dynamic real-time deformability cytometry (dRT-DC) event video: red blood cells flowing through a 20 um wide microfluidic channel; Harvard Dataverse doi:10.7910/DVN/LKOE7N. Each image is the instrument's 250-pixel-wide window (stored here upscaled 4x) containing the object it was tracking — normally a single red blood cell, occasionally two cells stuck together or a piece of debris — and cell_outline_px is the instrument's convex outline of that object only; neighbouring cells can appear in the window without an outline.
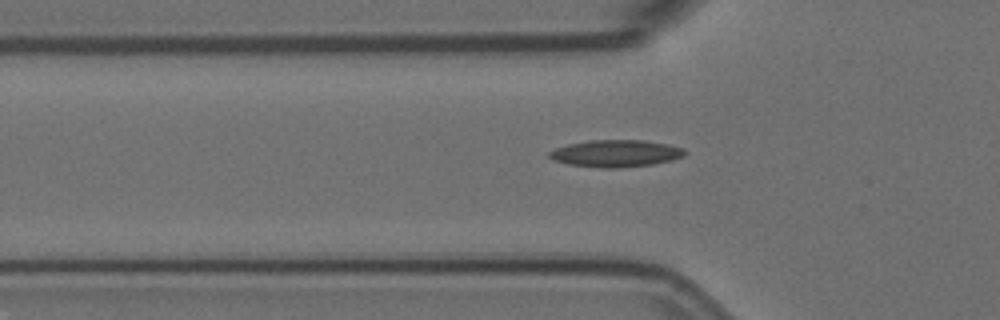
{"species": "Egyptian fruit bat (a non-hibernating species)", "species_latin": "Rousettus aegyptiacus", "temperature_condition": "room temperature", "stored_images_in_passage": 50, "camera_frame_rate_fps": 3000, "um_per_image_px": 0.085, "animal": {"sex": "female"}, "frame": {"image": 1, "passage_image": 18, "time_ms": 5.667, "image_size_px": [1000, 320], "cell_outline_px": [[688, 152], [684, 156], [672, 160], [652, 164], [620, 168], [600, 168], [568, 164], [552, 160], [548, 156], [548, 152], [556, 148], [568, 144], [588, 140], [644, 140], [668, 144], [684, 148]], "centroid_in_image_um": [52.35, 13.04], "position_along_channel_um": 73.5, "area_um2": 21.56}}
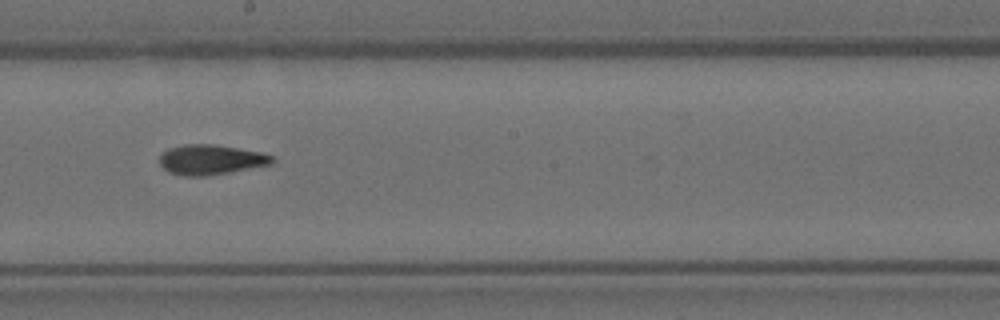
{"frame": {"image": 2, "passage_image": 31, "time_ms": 10.0, "image_size_px": [1000, 320], "cell_outline_px": [[276, 160], [272, 164], [208, 176], [184, 176], [168, 172], [160, 164], [160, 152], [168, 148], [184, 144], [212, 144], [260, 152], [272, 156]], "centroid_in_image_um": [17.89, 13.57], "position_along_channel_um": 230.3, "area_um2": 19.71}}
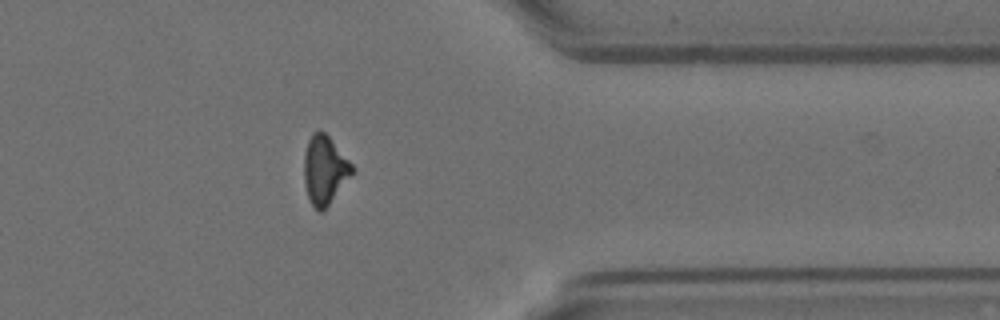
{"frame": {"image": 3, "passage_image": 45, "time_ms": 14.667, "image_size_px": [1000, 320], "cell_outline_px": [[352, 172], [328, 204], [320, 212], [312, 204], [308, 196], [304, 184], [304, 152], [308, 140], [312, 132], [320, 128], [328, 136], [352, 164]], "centroid_in_image_um": [27.54, 14.38], "position_along_channel_um": 383.9, "area_um2": 18.61}, "authors_computed_cell_mechanics": {"area_um2": 19.4208, "velocity_mm_per_s": 3.5962, "shape_relaxation_time_tau1_ms": null, "shape_relaxation_time_tau2_ms": 6.3041, "deformation_change_tau1": null, "deformation_change_tau2": 0.1547}}